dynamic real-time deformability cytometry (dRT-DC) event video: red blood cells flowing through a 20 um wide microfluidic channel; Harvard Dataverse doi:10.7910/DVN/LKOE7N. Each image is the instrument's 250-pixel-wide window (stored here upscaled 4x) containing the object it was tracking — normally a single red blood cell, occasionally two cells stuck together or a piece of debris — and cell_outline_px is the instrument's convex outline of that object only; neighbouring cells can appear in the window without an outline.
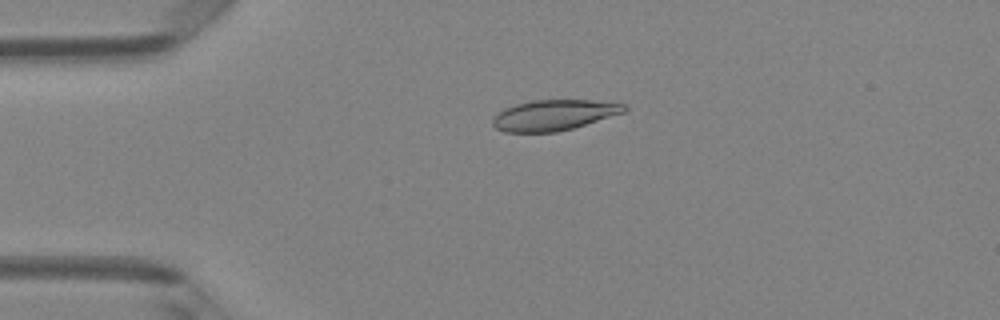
{"species": "Egyptian fruit bat (a non-hibernating species)", "species_latin": "Rousettus aegyptiacus", "temperature_condition": "room temperature", "stored_images_in_passage": 4, "camera_frame_rate_fps": 3000, "um_per_image_px": 0.085, "animal": {"sex": "female"}, "frame": {"image": 1, "passage_image": 4, "time_ms": 1.0, "image_size_px": [1000, 320], "cell_outline_px": [[628, 108], [624, 112], [572, 128], [556, 132], [504, 132], [496, 128], [492, 124], [492, 120], [504, 108], [516, 104], [532, 100], [592, 100], [628, 104]], "centroid_in_image_um": [47.09, 9.77], "position_along_channel_um": 37.9, "area_um2": 23.29}}